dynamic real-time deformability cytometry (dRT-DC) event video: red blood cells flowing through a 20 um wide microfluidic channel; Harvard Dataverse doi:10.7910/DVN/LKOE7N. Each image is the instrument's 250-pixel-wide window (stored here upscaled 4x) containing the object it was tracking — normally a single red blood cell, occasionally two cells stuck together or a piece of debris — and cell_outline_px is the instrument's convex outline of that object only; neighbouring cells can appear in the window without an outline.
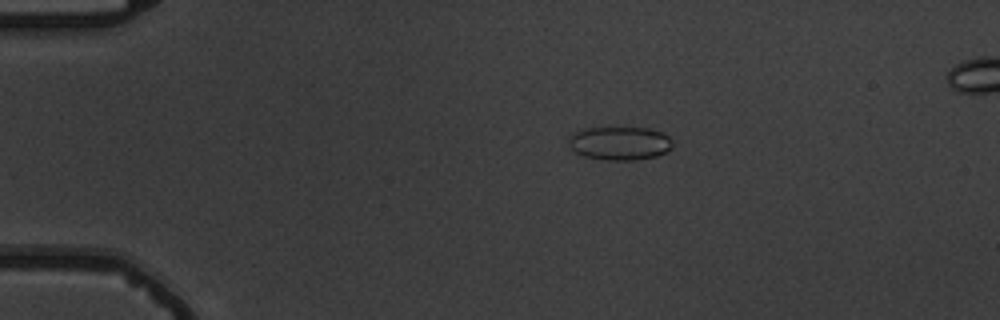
{"species": "common noctule bat (a hibernating species)", "species_latin": "Nyctalus noctula", "temperature_condition": "warm", "stored_images_in_passage": 6, "camera_frame_rate_fps": 3000, "um_per_image_px": 0.085, "animal": {"sex": "male", "body_mass_g": 19.5, "forearm_length_mm": 54.6}, "frame": {"image": 1, "passage_image": 3, "time_ms": 3.333, "image_size_px": [1000, 320], "cell_outline_px": [[672, 144], [664, 152], [656, 156], [632, 160], [604, 160], [584, 156], [576, 152], [568, 144], [568, 136], [580, 128], [648, 128], [660, 132], [668, 136], [672, 140]], "centroid_in_image_um": [52.61, 12.17], "position_along_channel_um": 32.4, "area_um2": 20.17}}
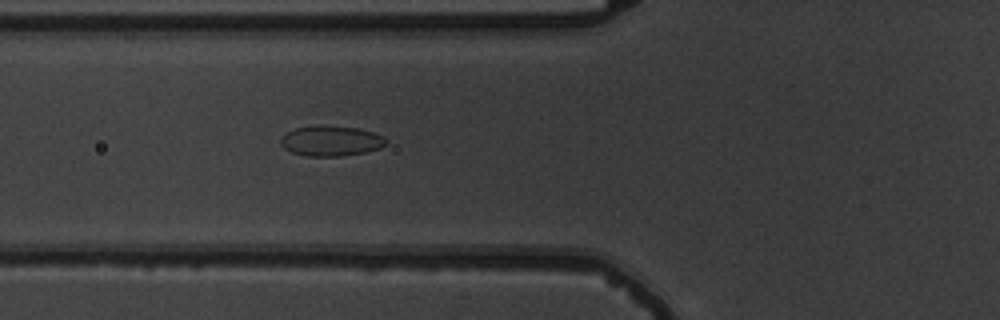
{"frame": {"image": 2, "passage_image": 6, "time_ms": 6.667, "image_size_px": [1000, 320], "cell_outline_px": [[388, 144], [380, 148], [364, 152], [340, 156], [304, 156], [292, 152], [284, 148], [280, 144], [280, 136], [296, 128], [324, 124], [360, 128], [384, 136], [388, 140]], "centroid_in_image_um": [28.15, 11.96], "position_along_channel_um": 97.7, "area_um2": 18.9}}